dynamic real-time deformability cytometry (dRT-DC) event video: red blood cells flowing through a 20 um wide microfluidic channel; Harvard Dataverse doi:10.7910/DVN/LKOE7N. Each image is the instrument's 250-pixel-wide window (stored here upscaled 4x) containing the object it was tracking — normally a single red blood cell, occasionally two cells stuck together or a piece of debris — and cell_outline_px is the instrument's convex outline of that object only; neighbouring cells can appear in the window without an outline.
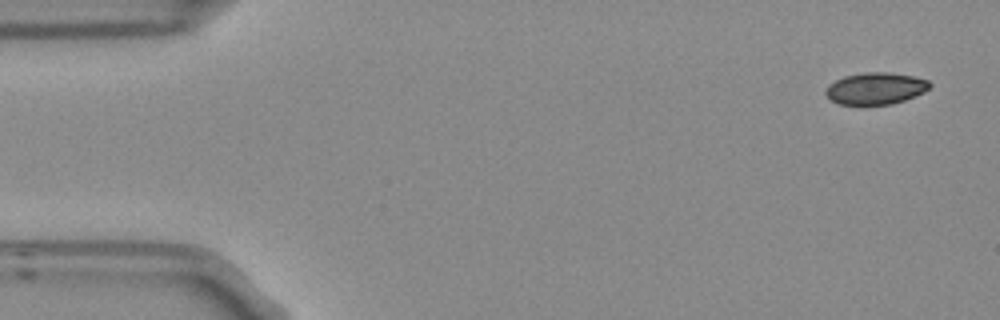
{"species": "Egyptian fruit bat (a non-hibernating species)", "species_latin": "Rousettus aegyptiacus", "temperature_condition": "room temperature", "stored_images_in_passage": 5, "camera_frame_rate_fps": 3000, "um_per_image_px": 0.085, "frame": {"image": 1, "passage_image": 1, "time_ms": 0.0, "image_size_px": [1000, 320], "cell_outline_px": [[932, 84], [924, 92], [904, 100], [892, 104], [836, 104], [824, 92], [828, 84], [844, 76], [864, 72], [888, 72], [912, 76], [928, 80]], "centroid_in_image_um": [74.41, 7.51], "position_along_channel_um": 10.6, "area_um2": 19.19}}
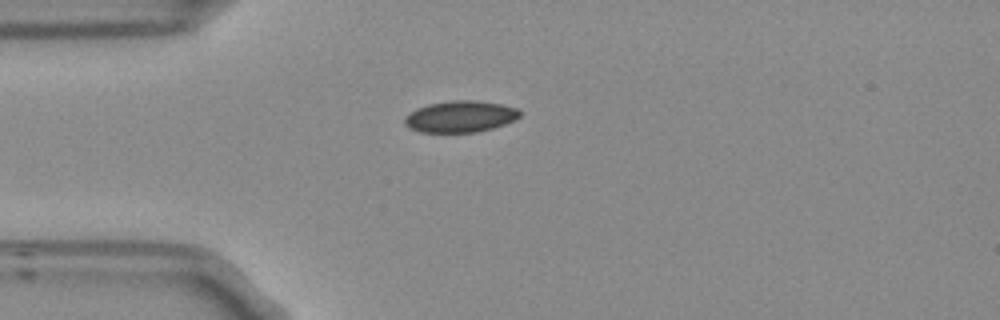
{"frame": {"image": 2, "passage_image": 4, "time_ms": 1.0, "image_size_px": [1000, 320], "cell_outline_px": [[520, 116], [504, 124], [492, 128], [476, 132], [420, 132], [404, 124], [404, 116], [428, 104], [452, 100], [472, 100], [500, 104], [516, 108], [520, 112]], "centroid_in_image_um": [39.11, 9.91], "position_along_channel_um": 45.9, "area_um2": 20.75}}